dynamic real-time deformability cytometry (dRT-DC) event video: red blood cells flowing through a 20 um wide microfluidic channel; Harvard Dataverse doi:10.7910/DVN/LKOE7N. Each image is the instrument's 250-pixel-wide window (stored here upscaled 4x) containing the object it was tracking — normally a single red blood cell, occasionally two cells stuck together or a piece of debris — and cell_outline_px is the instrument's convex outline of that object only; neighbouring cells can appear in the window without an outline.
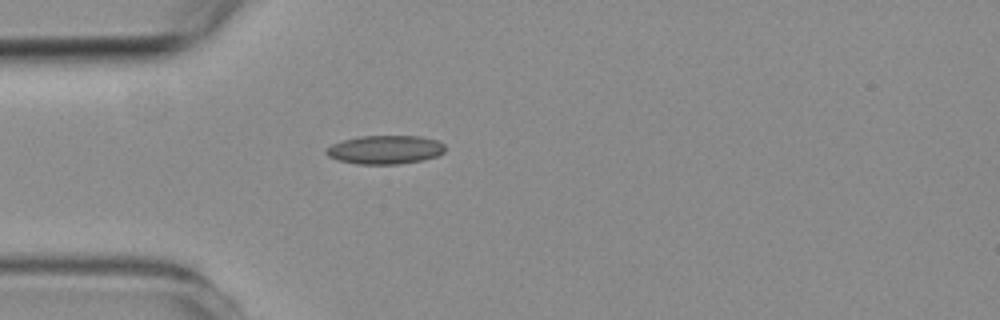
{"species": "common noctule bat (a hibernating species)", "species_latin": "Nyctalus noctula", "temperature_condition": "room temperature", "stored_images_in_passage": 1, "camera_frame_rate_fps": 3000, "um_per_image_px": 0.085, "animal": {"sex": "female", "body_mass_g": 19.3, "forearm_length_mm": 54.1}, "frame": {"image": 1, "passage_image": 1, "time_ms": 0.0, "image_size_px": [1000, 320], "cell_outline_px": [[444, 152], [436, 156], [424, 160], [396, 164], [356, 164], [336, 160], [328, 156], [324, 152], [332, 144], [344, 140], [360, 136], [420, 136], [436, 140], [444, 144]], "centroid_in_image_um": [32.72, 12.73], "position_along_channel_um": 52.3, "area_um2": 19.83}}